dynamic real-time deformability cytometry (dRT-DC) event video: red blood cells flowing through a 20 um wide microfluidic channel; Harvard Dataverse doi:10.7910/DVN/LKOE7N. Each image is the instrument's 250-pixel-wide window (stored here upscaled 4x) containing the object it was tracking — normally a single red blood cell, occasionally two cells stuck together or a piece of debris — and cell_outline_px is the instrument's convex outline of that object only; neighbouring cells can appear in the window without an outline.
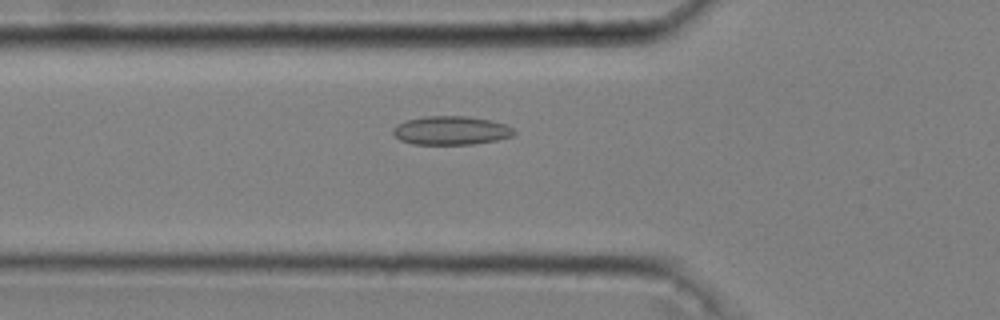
{"species": "common noctule bat (a hibernating species)", "species_latin": "Nyctalus noctula", "temperature_condition": "cold", "stored_images_in_passage": 34, "camera_frame_rate_fps": 3000, "um_per_image_px": 0.085, "animal": {"sex": "male", "body_mass_g": 20.4}, "frame": {"image": 1, "passage_image": 6, "time_ms": 1.667, "image_size_px": [1000, 320], "cell_outline_px": [[516, 132], [512, 136], [496, 140], [472, 144], [412, 144], [400, 140], [392, 132], [392, 128], [396, 124], [408, 120], [424, 116], [468, 116], [492, 120], [504, 124], [512, 128]], "centroid_in_image_um": [38.32, 11.08], "position_along_channel_um": 87.5, "area_um2": 20.23}}
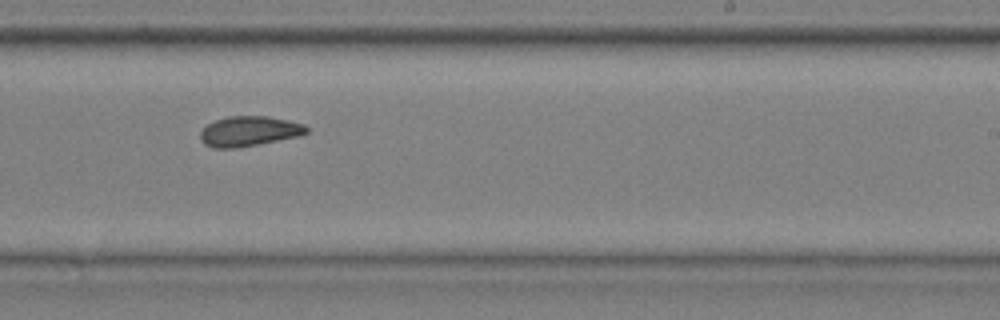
{"frame": {"image": 2, "passage_image": 21, "time_ms": 6.667, "image_size_px": [1000, 320], "cell_outline_px": [[308, 132], [300, 136], [236, 148], [212, 148], [204, 144], [200, 140], [200, 132], [208, 124], [216, 120], [228, 116], [268, 116], [288, 120], [304, 124], [308, 128]], "centroid_in_image_um": [21.17, 11.15], "position_along_channel_um": 267.8, "area_um2": 18.61}}
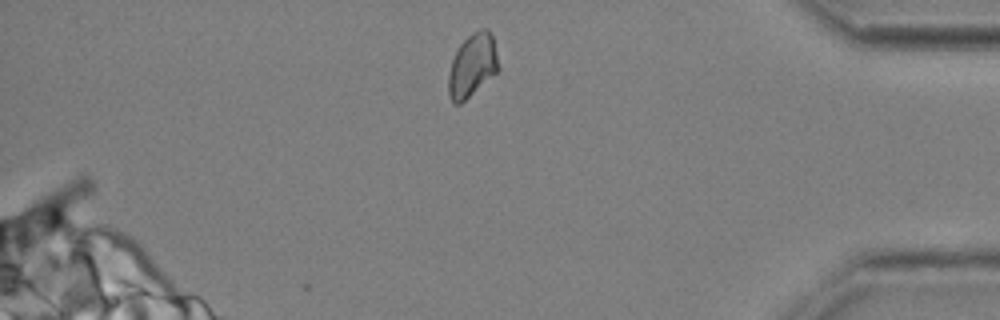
{"frame": {"image": 3, "passage_image": 34, "time_ms": 11.0, "image_size_px": [1000, 320], "cell_outline_px": [[500, 68], [496, 72], [460, 104], [452, 104], [448, 96], [448, 72], [452, 60], [460, 44], [472, 32], [480, 28], [488, 28], [492, 36]], "centroid_in_image_um": [40.12, 5.55], "position_along_channel_um": 395.1, "area_um2": 18.32}, "authors_computed_cell_mechanics": {"area_um2": 18.5538, "velocity_mm_per_s": 3.61, "shape_relaxation_time_tau1_ms": null, "shape_relaxation_time_tau2_ms": 2.7561, "deformation_change_tau1": null, "deformation_change_tau2": 0.0712}}